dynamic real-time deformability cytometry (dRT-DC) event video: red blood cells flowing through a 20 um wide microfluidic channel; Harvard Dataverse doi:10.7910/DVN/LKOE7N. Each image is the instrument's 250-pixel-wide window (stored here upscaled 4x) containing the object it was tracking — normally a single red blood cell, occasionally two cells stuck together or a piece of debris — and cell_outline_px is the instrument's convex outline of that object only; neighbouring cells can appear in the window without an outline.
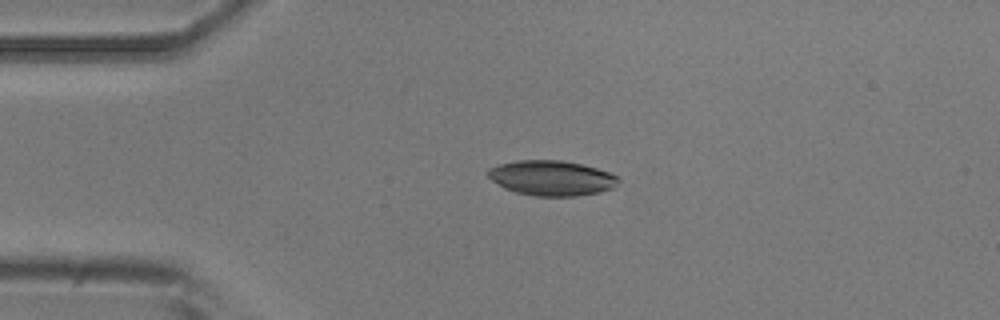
{"species": "common noctule bat (a hibernating species)", "species_latin": "Nyctalus noctula", "temperature_condition": "room temperature", "stored_images_in_passage": 43, "camera_frame_rate_fps": 3000, "um_per_image_px": 0.085, "animal": {"sex": "male", "body_mass_g": 20.5, "forearm_length_mm": 52.5}, "frame": {"image": 1, "passage_image": 1, "time_ms": 0.0, "image_size_px": [1000, 320], "cell_outline_px": [[620, 180], [616, 188], [600, 192], [576, 196], [532, 196], [516, 192], [504, 188], [492, 180], [488, 176], [488, 168], [496, 164], [516, 160], [564, 160], [596, 168], [620, 176]], "centroid_in_image_um": [46.91, 15.13], "position_along_channel_um": 38.1, "area_um2": 26.99}}
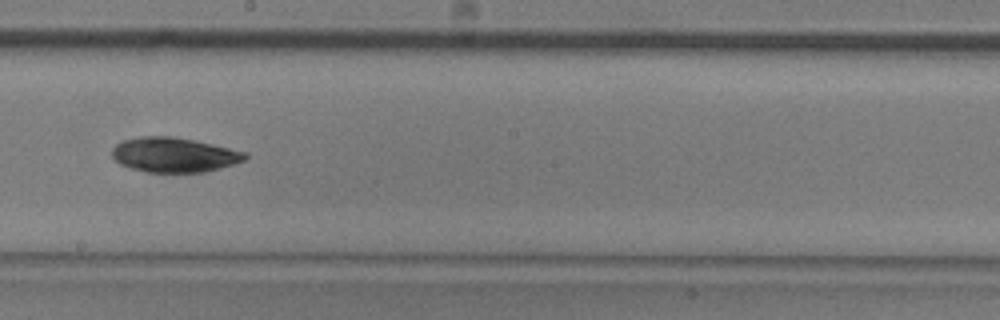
{"frame": {"image": 2, "passage_image": 19, "time_ms": 6.0, "image_size_px": [1000, 320], "cell_outline_px": [[248, 156], [244, 160], [220, 168], [204, 172], [148, 172], [132, 168], [120, 164], [112, 156], [112, 148], [116, 144], [124, 140], [140, 136], [172, 136], [196, 140], [248, 152]], "centroid_in_image_um": [14.81, 13.15], "position_along_channel_um": 233.4, "area_um2": 26.93}}
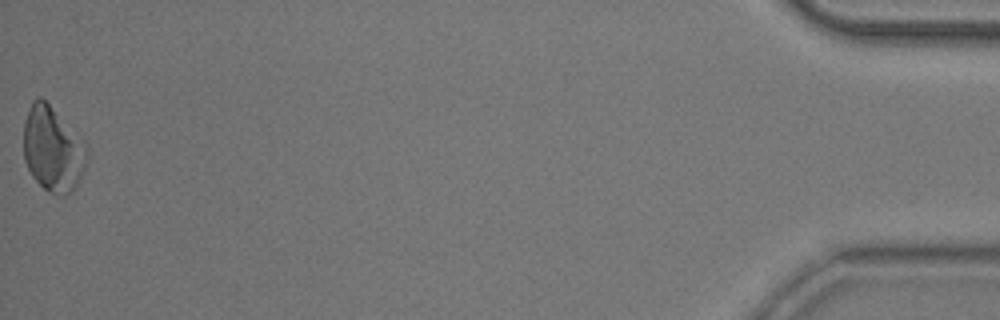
{"frame": {"image": 3, "passage_image": 43, "time_ms": 14.0, "image_size_px": [1000, 320], "cell_outline_px": [[88, 160], [84, 172], [76, 188], [72, 192], [64, 196], [60, 196], [48, 192], [32, 176], [24, 160], [24, 124], [32, 100], [36, 96], [40, 96], [48, 104], [84, 144], [88, 152]], "centroid_in_image_um": [4.48, 12.75], "position_along_channel_um": 430.7, "area_um2": 30.98}, "authors_computed_cell_mechanics": {"area_um2": 26.5302, "velocity_mm_per_s": 3.7173, "shape_relaxation_time_tau1_ms": 4.134, "shape_relaxation_time_tau2_ms": null, "deformation_change_tau1": 0.0849, "deformation_change_tau2": null}}